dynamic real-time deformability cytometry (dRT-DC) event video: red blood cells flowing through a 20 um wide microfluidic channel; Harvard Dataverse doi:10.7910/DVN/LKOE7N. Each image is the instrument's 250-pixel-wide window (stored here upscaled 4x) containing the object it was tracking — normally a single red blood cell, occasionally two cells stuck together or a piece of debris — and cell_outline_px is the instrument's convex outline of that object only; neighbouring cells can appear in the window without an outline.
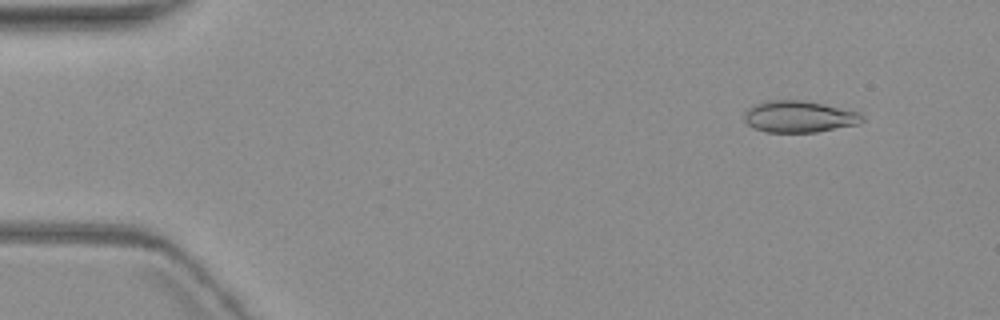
{"species": "common noctule bat (a hibernating species)", "species_latin": "Nyctalus noctula", "temperature_condition": "warm", "stored_images_in_passage": 6, "camera_frame_rate_fps": 3000, "um_per_image_px": 0.085, "animal": {"sex": "female", "body_mass_g": 19.3, "forearm_length_mm": 54.1}, "frame": {"image": 1, "passage_image": 2, "time_ms": 1.0, "image_size_px": [1000, 320], "cell_outline_px": [[864, 120], [860, 124], [816, 132], [764, 132], [752, 128], [744, 120], [744, 112], [748, 108], [764, 100], [804, 100], [824, 104], [860, 112], [864, 116]], "centroid_in_image_um": [67.93, 9.91], "position_along_channel_um": 17.1, "area_um2": 22.02}}
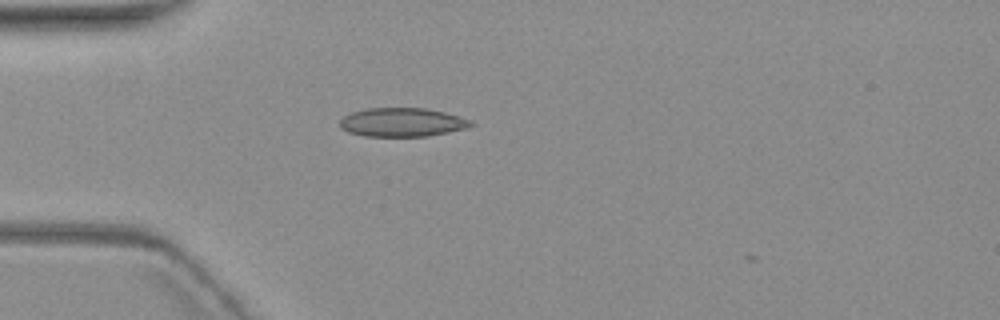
{"frame": {"image": 2, "passage_image": 5, "time_ms": 4.667, "image_size_px": [1000, 320], "cell_outline_px": [[476, 124], [468, 128], [428, 136], [364, 136], [348, 132], [340, 128], [340, 120], [344, 116], [352, 112], [364, 108], [424, 108], [444, 112], [472, 120]], "centroid_in_image_um": [34.19, 10.39], "position_along_channel_um": 50.8, "area_um2": 22.08}}